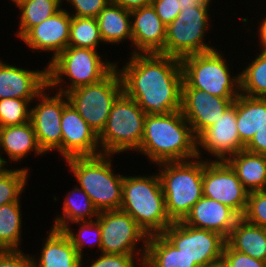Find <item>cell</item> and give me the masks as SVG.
<instances>
[{
  "instance_id": "6da1fadb",
  "label": "cell",
  "mask_w": 266,
  "mask_h": 267,
  "mask_svg": "<svg viewBox=\"0 0 266 267\" xmlns=\"http://www.w3.org/2000/svg\"><path fill=\"white\" fill-rule=\"evenodd\" d=\"M120 73L123 92L150 115L181 109L183 72L179 58L160 53L131 54Z\"/></svg>"
},
{
  "instance_id": "7a4b0ae2",
  "label": "cell",
  "mask_w": 266,
  "mask_h": 267,
  "mask_svg": "<svg viewBox=\"0 0 266 267\" xmlns=\"http://www.w3.org/2000/svg\"><path fill=\"white\" fill-rule=\"evenodd\" d=\"M136 152L154 165L191 160L197 155V138L181 110L165 115L147 114L144 134Z\"/></svg>"
},
{
  "instance_id": "3957f363",
  "label": "cell",
  "mask_w": 266,
  "mask_h": 267,
  "mask_svg": "<svg viewBox=\"0 0 266 267\" xmlns=\"http://www.w3.org/2000/svg\"><path fill=\"white\" fill-rule=\"evenodd\" d=\"M148 236L162 234L173 222L167 215L158 173L123 177L122 205Z\"/></svg>"
},
{
  "instance_id": "277c9868",
  "label": "cell",
  "mask_w": 266,
  "mask_h": 267,
  "mask_svg": "<svg viewBox=\"0 0 266 267\" xmlns=\"http://www.w3.org/2000/svg\"><path fill=\"white\" fill-rule=\"evenodd\" d=\"M110 154L65 159L69 171L98 210H119L122 205L124 175L114 173Z\"/></svg>"
},
{
  "instance_id": "5b68a950",
  "label": "cell",
  "mask_w": 266,
  "mask_h": 267,
  "mask_svg": "<svg viewBox=\"0 0 266 267\" xmlns=\"http://www.w3.org/2000/svg\"><path fill=\"white\" fill-rule=\"evenodd\" d=\"M101 55L90 48L68 46L46 64L47 87L66 94L77 87L99 82L116 67V62L104 61Z\"/></svg>"
},
{
  "instance_id": "8992f818",
  "label": "cell",
  "mask_w": 266,
  "mask_h": 267,
  "mask_svg": "<svg viewBox=\"0 0 266 267\" xmlns=\"http://www.w3.org/2000/svg\"><path fill=\"white\" fill-rule=\"evenodd\" d=\"M165 197V207L172 222L183 221L193 205L203 196V158L163 162L156 165Z\"/></svg>"
},
{
  "instance_id": "52a82bcc",
  "label": "cell",
  "mask_w": 266,
  "mask_h": 267,
  "mask_svg": "<svg viewBox=\"0 0 266 267\" xmlns=\"http://www.w3.org/2000/svg\"><path fill=\"white\" fill-rule=\"evenodd\" d=\"M222 53L214 49L180 59L182 88L199 89L221 98H237L241 94L240 70L235 76L231 75L227 57Z\"/></svg>"
},
{
  "instance_id": "ba28073f",
  "label": "cell",
  "mask_w": 266,
  "mask_h": 267,
  "mask_svg": "<svg viewBox=\"0 0 266 267\" xmlns=\"http://www.w3.org/2000/svg\"><path fill=\"white\" fill-rule=\"evenodd\" d=\"M146 113L122 92L114 101L106 125L98 135L102 154L137 151L144 134Z\"/></svg>"
},
{
  "instance_id": "9c48e42d",
  "label": "cell",
  "mask_w": 266,
  "mask_h": 267,
  "mask_svg": "<svg viewBox=\"0 0 266 267\" xmlns=\"http://www.w3.org/2000/svg\"><path fill=\"white\" fill-rule=\"evenodd\" d=\"M123 92L119 71L115 67L99 82L77 87L66 93L69 103L99 135L104 129L114 101Z\"/></svg>"
},
{
  "instance_id": "30bf717a",
  "label": "cell",
  "mask_w": 266,
  "mask_h": 267,
  "mask_svg": "<svg viewBox=\"0 0 266 267\" xmlns=\"http://www.w3.org/2000/svg\"><path fill=\"white\" fill-rule=\"evenodd\" d=\"M209 9L183 8L180 11L178 16L166 26L164 55L182 59L187 55L205 53L215 49L210 43L206 44L204 38L212 26L209 20L211 19Z\"/></svg>"
},
{
  "instance_id": "8fae6325",
  "label": "cell",
  "mask_w": 266,
  "mask_h": 267,
  "mask_svg": "<svg viewBox=\"0 0 266 267\" xmlns=\"http://www.w3.org/2000/svg\"><path fill=\"white\" fill-rule=\"evenodd\" d=\"M96 220L101 228V253L135 254L144 262L149 236L128 213L101 211Z\"/></svg>"
},
{
  "instance_id": "7c38bea8",
  "label": "cell",
  "mask_w": 266,
  "mask_h": 267,
  "mask_svg": "<svg viewBox=\"0 0 266 267\" xmlns=\"http://www.w3.org/2000/svg\"><path fill=\"white\" fill-rule=\"evenodd\" d=\"M162 235L198 267L222 260L226 238L221 234L173 222Z\"/></svg>"
},
{
  "instance_id": "4fadbf2b",
  "label": "cell",
  "mask_w": 266,
  "mask_h": 267,
  "mask_svg": "<svg viewBox=\"0 0 266 267\" xmlns=\"http://www.w3.org/2000/svg\"><path fill=\"white\" fill-rule=\"evenodd\" d=\"M47 90L48 87L36 97L37 102L30 109V122L42 151L49 153L57 150L61 155V118L63 108L69 101L66 94L56 92L52 95Z\"/></svg>"
},
{
  "instance_id": "5bb4252c",
  "label": "cell",
  "mask_w": 266,
  "mask_h": 267,
  "mask_svg": "<svg viewBox=\"0 0 266 267\" xmlns=\"http://www.w3.org/2000/svg\"><path fill=\"white\" fill-rule=\"evenodd\" d=\"M203 196L216 200L243 216L249 191L226 161L204 159Z\"/></svg>"
},
{
  "instance_id": "9a60e30c",
  "label": "cell",
  "mask_w": 266,
  "mask_h": 267,
  "mask_svg": "<svg viewBox=\"0 0 266 267\" xmlns=\"http://www.w3.org/2000/svg\"><path fill=\"white\" fill-rule=\"evenodd\" d=\"M236 124V99L221 117L197 138V155L203 151L214 156V161H226L230 156L244 150ZM204 149V150H203Z\"/></svg>"
},
{
  "instance_id": "2e32d148",
  "label": "cell",
  "mask_w": 266,
  "mask_h": 267,
  "mask_svg": "<svg viewBox=\"0 0 266 267\" xmlns=\"http://www.w3.org/2000/svg\"><path fill=\"white\" fill-rule=\"evenodd\" d=\"M236 98H221L194 88H182L181 113L198 138L234 103Z\"/></svg>"
},
{
  "instance_id": "e0dca14e",
  "label": "cell",
  "mask_w": 266,
  "mask_h": 267,
  "mask_svg": "<svg viewBox=\"0 0 266 267\" xmlns=\"http://www.w3.org/2000/svg\"><path fill=\"white\" fill-rule=\"evenodd\" d=\"M61 129L62 158L102 154L98 135L70 103L63 108Z\"/></svg>"
},
{
  "instance_id": "ac0fdd59",
  "label": "cell",
  "mask_w": 266,
  "mask_h": 267,
  "mask_svg": "<svg viewBox=\"0 0 266 267\" xmlns=\"http://www.w3.org/2000/svg\"><path fill=\"white\" fill-rule=\"evenodd\" d=\"M72 16L62 8L32 27L21 39L32 51L53 53L51 60L68 47Z\"/></svg>"
},
{
  "instance_id": "d6986e66",
  "label": "cell",
  "mask_w": 266,
  "mask_h": 267,
  "mask_svg": "<svg viewBox=\"0 0 266 267\" xmlns=\"http://www.w3.org/2000/svg\"><path fill=\"white\" fill-rule=\"evenodd\" d=\"M132 47L131 54L160 53L164 55L166 25L150 4L130 11Z\"/></svg>"
},
{
  "instance_id": "ffe728a7",
  "label": "cell",
  "mask_w": 266,
  "mask_h": 267,
  "mask_svg": "<svg viewBox=\"0 0 266 267\" xmlns=\"http://www.w3.org/2000/svg\"><path fill=\"white\" fill-rule=\"evenodd\" d=\"M47 87V67L43 70L23 69L0 59V99L35 100Z\"/></svg>"
},
{
  "instance_id": "44dd1931",
  "label": "cell",
  "mask_w": 266,
  "mask_h": 267,
  "mask_svg": "<svg viewBox=\"0 0 266 267\" xmlns=\"http://www.w3.org/2000/svg\"><path fill=\"white\" fill-rule=\"evenodd\" d=\"M241 217L230 207L202 196L183 222L198 229L211 230L227 238Z\"/></svg>"
},
{
  "instance_id": "7402d4cb",
  "label": "cell",
  "mask_w": 266,
  "mask_h": 267,
  "mask_svg": "<svg viewBox=\"0 0 266 267\" xmlns=\"http://www.w3.org/2000/svg\"><path fill=\"white\" fill-rule=\"evenodd\" d=\"M1 151L6 153L8 159L2 157ZM34 152L36 156L45 155L39 147L35 131L30 121L1 128L0 133V167L8 166V163L16 164L22 161L27 155ZM22 159V160H21ZM9 160V161H8Z\"/></svg>"
},
{
  "instance_id": "603a6c76",
  "label": "cell",
  "mask_w": 266,
  "mask_h": 267,
  "mask_svg": "<svg viewBox=\"0 0 266 267\" xmlns=\"http://www.w3.org/2000/svg\"><path fill=\"white\" fill-rule=\"evenodd\" d=\"M40 255L31 256L33 267H81V256L63 230L50 228Z\"/></svg>"
},
{
  "instance_id": "cb8c5ba5",
  "label": "cell",
  "mask_w": 266,
  "mask_h": 267,
  "mask_svg": "<svg viewBox=\"0 0 266 267\" xmlns=\"http://www.w3.org/2000/svg\"><path fill=\"white\" fill-rule=\"evenodd\" d=\"M226 162L235 171L242 185L249 191L266 190V156L242 150Z\"/></svg>"
},
{
  "instance_id": "d4e9b609",
  "label": "cell",
  "mask_w": 266,
  "mask_h": 267,
  "mask_svg": "<svg viewBox=\"0 0 266 267\" xmlns=\"http://www.w3.org/2000/svg\"><path fill=\"white\" fill-rule=\"evenodd\" d=\"M236 124L240 140L246 146L266 124V98L240 94L236 98Z\"/></svg>"
},
{
  "instance_id": "484cf974",
  "label": "cell",
  "mask_w": 266,
  "mask_h": 267,
  "mask_svg": "<svg viewBox=\"0 0 266 267\" xmlns=\"http://www.w3.org/2000/svg\"><path fill=\"white\" fill-rule=\"evenodd\" d=\"M226 243L233 250L266 262V228L250 224L241 217L226 238Z\"/></svg>"
},
{
  "instance_id": "4316f807",
  "label": "cell",
  "mask_w": 266,
  "mask_h": 267,
  "mask_svg": "<svg viewBox=\"0 0 266 267\" xmlns=\"http://www.w3.org/2000/svg\"><path fill=\"white\" fill-rule=\"evenodd\" d=\"M96 19L103 43L116 44L117 46V43L119 45L127 39L131 42L132 48L131 16L129 10L109 3Z\"/></svg>"
},
{
  "instance_id": "83f0119b",
  "label": "cell",
  "mask_w": 266,
  "mask_h": 267,
  "mask_svg": "<svg viewBox=\"0 0 266 267\" xmlns=\"http://www.w3.org/2000/svg\"><path fill=\"white\" fill-rule=\"evenodd\" d=\"M62 215H56L52 228L63 230L73 222L93 221L98 217V210L94 207L87 193L76 186L67 192L63 199Z\"/></svg>"
},
{
  "instance_id": "f1b7e54d",
  "label": "cell",
  "mask_w": 266,
  "mask_h": 267,
  "mask_svg": "<svg viewBox=\"0 0 266 267\" xmlns=\"http://www.w3.org/2000/svg\"><path fill=\"white\" fill-rule=\"evenodd\" d=\"M143 267H198L162 234L148 238Z\"/></svg>"
},
{
  "instance_id": "f546056e",
  "label": "cell",
  "mask_w": 266,
  "mask_h": 267,
  "mask_svg": "<svg viewBox=\"0 0 266 267\" xmlns=\"http://www.w3.org/2000/svg\"><path fill=\"white\" fill-rule=\"evenodd\" d=\"M62 0H17L14 5L19 13V27L15 33L21 39L32 27L50 18L63 7Z\"/></svg>"
},
{
  "instance_id": "4dcf8cb0",
  "label": "cell",
  "mask_w": 266,
  "mask_h": 267,
  "mask_svg": "<svg viewBox=\"0 0 266 267\" xmlns=\"http://www.w3.org/2000/svg\"><path fill=\"white\" fill-rule=\"evenodd\" d=\"M21 202H12L0 206V249L22 250V213Z\"/></svg>"
},
{
  "instance_id": "1f68e13d",
  "label": "cell",
  "mask_w": 266,
  "mask_h": 267,
  "mask_svg": "<svg viewBox=\"0 0 266 267\" xmlns=\"http://www.w3.org/2000/svg\"><path fill=\"white\" fill-rule=\"evenodd\" d=\"M254 60L240 71L241 94L266 98V53L259 51Z\"/></svg>"
},
{
  "instance_id": "d6a6232c",
  "label": "cell",
  "mask_w": 266,
  "mask_h": 267,
  "mask_svg": "<svg viewBox=\"0 0 266 267\" xmlns=\"http://www.w3.org/2000/svg\"><path fill=\"white\" fill-rule=\"evenodd\" d=\"M102 44L96 18L72 16L68 46L97 50Z\"/></svg>"
},
{
  "instance_id": "836d02e7",
  "label": "cell",
  "mask_w": 266,
  "mask_h": 267,
  "mask_svg": "<svg viewBox=\"0 0 266 267\" xmlns=\"http://www.w3.org/2000/svg\"><path fill=\"white\" fill-rule=\"evenodd\" d=\"M7 168L0 167V206L20 202V196L24 193L25 186L29 182L30 168Z\"/></svg>"
},
{
  "instance_id": "e575fe53",
  "label": "cell",
  "mask_w": 266,
  "mask_h": 267,
  "mask_svg": "<svg viewBox=\"0 0 266 267\" xmlns=\"http://www.w3.org/2000/svg\"><path fill=\"white\" fill-rule=\"evenodd\" d=\"M71 224H77L78 228L80 227L77 232H73L74 230L70 227L72 225L66 226L63 231L81 257L84 256V247H87V245L89 248L93 246L95 248L96 246L101 252V228L97 220L73 222ZM91 236L93 237L91 238Z\"/></svg>"
},
{
  "instance_id": "d590c367",
  "label": "cell",
  "mask_w": 266,
  "mask_h": 267,
  "mask_svg": "<svg viewBox=\"0 0 266 267\" xmlns=\"http://www.w3.org/2000/svg\"><path fill=\"white\" fill-rule=\"evenodd\" d=\"M32 103H35V100L18 98L0 99L1 127L20 125L30 121V106Z\"/></svg>"
},
{
  "instance_id": "8d00e7d4",
  "label": "cell",
  "mask_w": 266,
  "mask_h": 267,
  "mask_svg": "<svg viewBox=\"0 0 266 267\" xmlns=\"http://www.w3.org/2000/svg\"><path fill=\"white\" fill-rule=\"evenodd\" d=\"M242 218L250 224L266 228V190L249 192Z\"/></svg>"
},
{
  "instance_id": "74e56055",
  "label": "cell",
  "mask_w": 266,
  "mask_h": 267,
  "mask_svg": "<svg viewBox=\"0 0 266 267\" xmlns=\"http://www.w3.org/2000/svg\"><path fill=\"white\" fill-rule=\"evenodd\" d=\"M135 256L137 257L135 254H105L100 252V256L96 260H92L90 265L88 264L86 267H143V261ZM83 258H81V267H84L83 264H85Z\"/></svg>"
},
{
  "instance_id": "f35d334b",
  "label": "cell",
  "mask_w": 266,
  "mask_h": 267,
  "mask_svg": "<svg viewBox=\"0 0 266 267\" xmlns=\"http://www.w3.org/2000/svg\"><path fill=\"white\" fill-rule=\"evenodd\" d=\"M73 8L67 10L71 16L96 18L99 13L110 3L109 0H62ZM74 10V11H73ZM75 12V13H74Z\"/></svg>"
},
{
  "instance_id": "ab89813d",
  "label": "cell",
  "mask_w": 266,
  "mask_h": 267,
  "mask_svg": "<svg viewBox=\"0 0 266 267\" xmlns=\"http://www.w3.org/2000/svg\"><path fill=\"white\" fill-rule=\"evenodd\" d=\"M222 260L228 267H266V262L233 250L227 243L223 249Z\"/></svg>"
},
{
  "instance_id": "60d3db41",
  "label": "cell",
  "mask_w": 266,
  "mask_h": 267,
  "mask_svg": "<svg viewBox=\"0 0 266 267\" xmlns=\"http://www.w3.org/2000/svg\"><path fill=\"white\" fill-rule=\"evenodd\" d=\"M151 5L166 26L180 13L179 0H151Z\"/></svg>"
},
{
  "instance_id": "b9f144b4",
  "label": "cell",
  "mask_w": 266,
  "mask_h": 267,
  "mask_svg": "<svg viewBox=\"0 0 266 267\" xmlns=\"http://www.w3.org/2000/svg\"><path fill=\"white\" fill-rule=\"evenodd\" d=\"M0 267H33L30 254L21 250H3L0 253Z\"/></svg>"
},
{
  "instance_id": "7bdbcfd3",
  "label": "cell",
  "mask_w": 266,
  "mask_h": 267,
  "mask_svg": "<svg viewBox=\"0 0 266 267\" xmlns=\"http://www.w3.org/2000/svg\"><path fill=\"white\" fill-rule=\"evenodd\" d=\"M244 149L252 153L266 156V124L254 134L253 138Z\"/></svg>"
},
{
  "instance_id": "ee69618b",
  "label": "cell",
  "mask_w": 266,
  "mask_h": 267,
  "mask_svg": "<svg viewBox=\"0 0 266 267\" xmlns=\"http://www.w3.org/2000/svg\"><path fill=\"white\" fill-rule=\"evenodd\" d=\"M110 3L132 11L151 4V0H109Z\"/></svg>"
},
{
  "instance_id": "f6af8a7d",
  "label": "cell",
  "mask_w": 266,
  "mask_h": 267,
  "mask_svg": "<svg viewBox=\"0 0 266 267\" xmlns=\"http://www.w3.org/2000/svg\"><path fill=\"white\" fill-rule=\"evenodd\" d=\"M180 11L183 8H209L211 3L206 2L205 0H179Z\"/></svg>"
},
{
  "instance_id": "bcb514c9",
  "label": "cell",
  "mask_w": 266,
  "mask_h": 267,
  "mask_svg": "<svg viewBox=\"0 0 266 267\" xmlns=\"http://www.w3.org/2000/svg\"><path fill=\"white\" fill-rule=\"evenodd\" d=\"M260 24L258 28L259 32L258 34V38H259V48L261 46V48L259 49V51L265 52L266 53V17H264L262 19V21H260Z\"/></svg>"
},
{
  "instance_id": "7dc6e473",
  "label": "cell",
  "mask_w": 266,
  "mask_h": 267,
  "mask_svg": "<svg viewBox=\"0 0 266 267\" xmlns=\"http://www.w3.org/2000/svg\"><path fill=\"white\" fill-rule=\"evenodd\" d=\"M204 267H228L223 260L206 265Z\"/></svg>"
},
{
  "instance_id": "c3c4849f",
  "label": "cell",
  "mask_w": 266,
  "mask_h": 267,
  "mask_svg": "<svg viewBox=\"0 0 266 267\" xmlns=\"http://www.w3.org/2000/svg\"><path fill=\"white\" fill-rule=\"evenodd\" d=\"M206 2H208V3H212V0H205Z\"/></svg>"
}]
</instances>
